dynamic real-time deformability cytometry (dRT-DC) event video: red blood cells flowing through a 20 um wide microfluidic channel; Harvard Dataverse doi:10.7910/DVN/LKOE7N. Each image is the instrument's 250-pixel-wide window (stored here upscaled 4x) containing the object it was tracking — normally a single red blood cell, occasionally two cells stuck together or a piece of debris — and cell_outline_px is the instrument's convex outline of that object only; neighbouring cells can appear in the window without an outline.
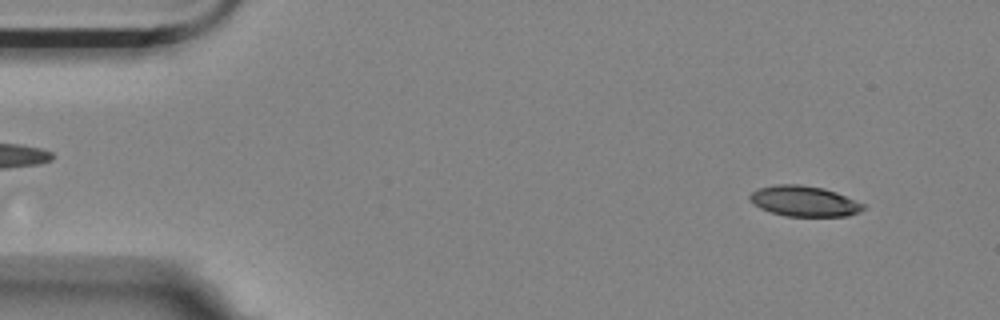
{"species": "Egyptian fruit bat (a non-hibernating species)", "species_latin": "Rousettus aegyptiacus", "temperature_condition": "room temperature", "stored_images_in_passage": 21, "camera_frame_rate_fps": 3000, "um_per_image_px": 0.085, "animal": {"sex": "female"}, "frame": {"image": 1, "passage_image": 4, "time_ms": 1.0, "image_size_px": [1000, 320], "cell_outline_px": [[868, 208], [860, 212], [848, 216], [788, 216], [772, 212], [760, 208], [752, 204], [748, 200], [748, 196], [756, 188], [776, 184], [800, 184], [824, 188], [836, 192], [864, 204]], "centroid_in_image_um": [68.34, 17.09], "position_along_channel_um": 16.7, "area_um2": 20.4}}
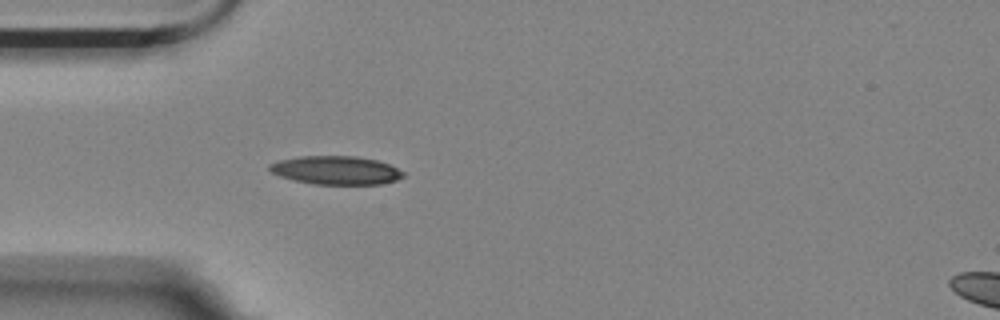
{"frame": {"image": 2, "passage_image": 15, "time_ms": 4.667, "image_size_px": [1000, 320], "cell_outline_px": [[404, 176], [396, 180], [380, 184], [312, 184], [280, 176], [272, 172], [268, 168], [268, 164], [280, 160], [300, 156], [356, 156], [376, 160], [388, 164], [404, 172]], "centroid_in_image_um": [28.55, 14.47], "position_along_channel_um": 56.5, "area_um2": 22.02}}
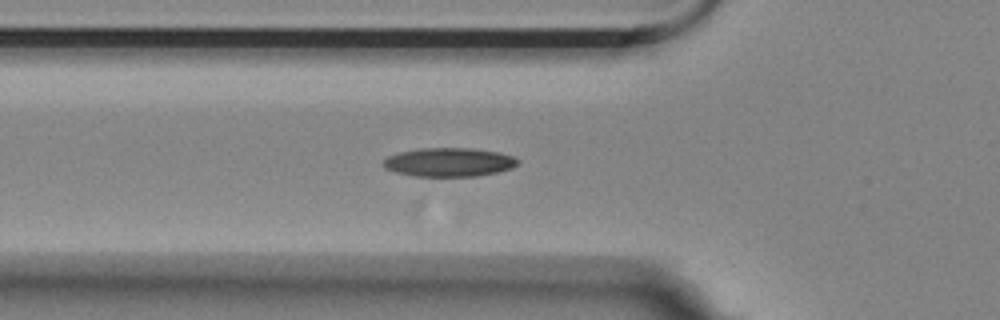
{"frame": {"image": 3, "passage_image": 18, "time_ms": 5.667, "image_size_px": [1000, 320], "cell_outline_px": [[520, 164], [512, 168], [496, 172], [476, 176], [412, 176], [396, 172], [384, 168], [380, 164], [388, 156], [400, 152], [420, 148], [472, 148], [496, 152], [512, 156], [520, 160]], "centroid_in_image_um": [38.15, 13.79], "position_along_channel_um": 87.7, "area_um2": 22.6}}